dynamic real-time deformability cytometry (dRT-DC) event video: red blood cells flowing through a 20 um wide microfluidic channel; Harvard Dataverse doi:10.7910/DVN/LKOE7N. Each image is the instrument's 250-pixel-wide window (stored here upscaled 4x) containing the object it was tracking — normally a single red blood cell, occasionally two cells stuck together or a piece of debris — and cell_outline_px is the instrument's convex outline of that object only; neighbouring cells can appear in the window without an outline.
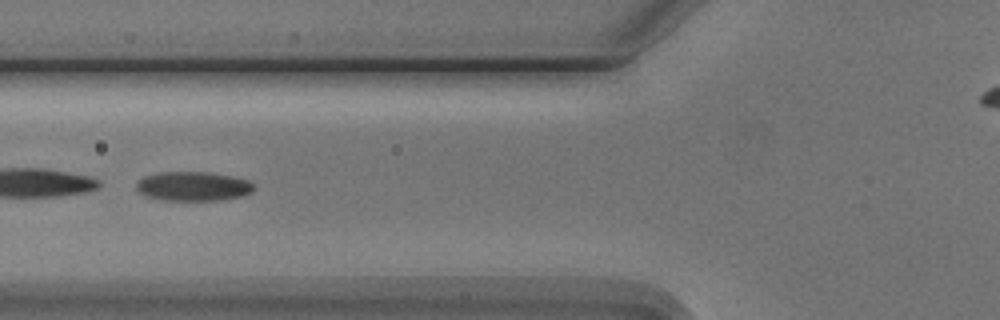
{"species": "Egyptian fruit bat (a non-hibernating species)", "species_latin": "Rousettus aegyptiacus", "temperature_condition": "cold", "stored_images_in_passage": 7, "camera_frame_rate_fps": 3000, "um_per_image_px": 0.085, "animal": {"sex": "male"}, "frame": {"image": 1, "passage_image": 4, "time_ms": 3.333, "image_size_px": [1000, 320], "cell_outline_px": [[256, 188], [252, 192], [240, 196], [224, 200], [164, 200], [144, 196], [136, 192], [136, 180], [144, 176], [156, 172], [212, 172], [232, 176], [248, 180]], "centroid_in_image_um": [16.37, 15.83], "position_along_channel_um": 109.4, "area_um2": 20.4}}
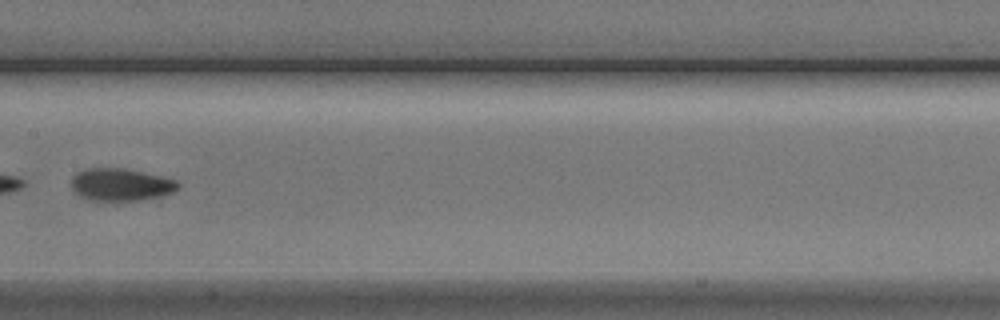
{"frame": {"image": 2, "passage_image": 6, "time_ms": 5.667, "image_size_px": [1000, 320], "cell_outline_px": [[180, 188], [164, 196], [140, 200], [88, 200], [80, 196], [72, 188], [72, 176], [88, 168], [124, 168], [160, 176], [176, 180], [180, 184]], "centroid_in_image_um": [10.3, 15.7], "position_along_channel_um": 197.1, "area_um2": 20.06}}
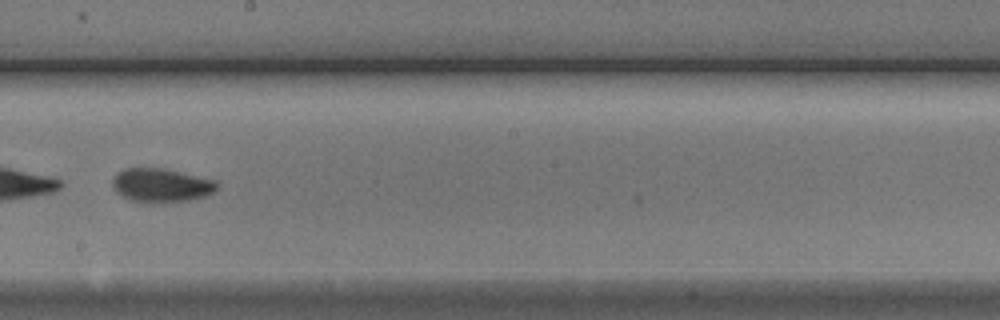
{"frame": {"image": 3, "passage_image": 7, "time_ms": 6.667, "image_size_px": [1000, 320], "cell_outline_px": [[220, 188], [216, 192], [208, 196], [192, 200], [156, 204], [144, 204], [132, 200], [116, 192], [112, 184], [112, 180], [124, 168], [160, 168], [216, 180], [220, 184]], "centroid_in_image_um": [13.78, 15.79], "position_along_channel_um": 234.4, "area_um2": 20.98}}